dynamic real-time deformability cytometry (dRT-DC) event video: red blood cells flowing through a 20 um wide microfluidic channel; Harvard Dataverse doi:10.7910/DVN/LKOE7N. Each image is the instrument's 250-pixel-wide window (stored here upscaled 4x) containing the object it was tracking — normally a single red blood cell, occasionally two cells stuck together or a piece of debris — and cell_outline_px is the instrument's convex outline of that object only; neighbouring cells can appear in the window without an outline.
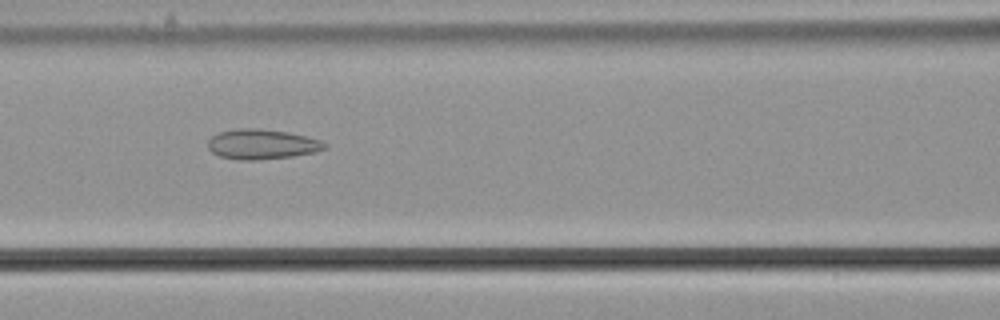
{"species": "common noctule bat (a hibernating species)", "species_latin": "Nyctalus noctula", "temperature_condition": "cold", "stored_images_in_passage": 37, "camera_frame_rate_fps": 3000, "um_per_image_px": 0.085, "animal": {"sex": "male", "body_mass_g": 21.5, "forearm_length_mm": 52.0}, "frame": {"image": 1, "passage_image": 16, "time_ms": 5.0, "image_size_px": [1000, 320], "cell_outline_px": [[328, 148], [316, 152], [292, 156], [256, 160], [240, 160], [220, 156], [212, 152], [208, 148], [208, 140], [212, 136], [220, 132], [240, 128], [260, 128], [288, 132], [308, 136], [320, 140], [328, 144]], "centroid_in_image_um": [22.3, 12.25], "position_along_channel_um": 144.3, "area_um2": 20.52}}
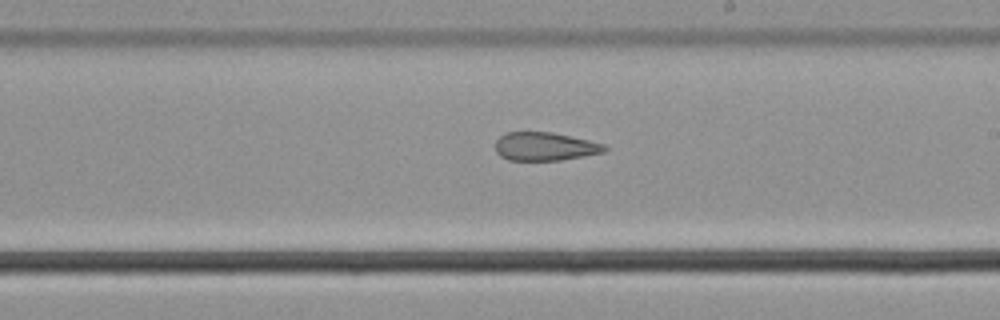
{"frame": {"image": 2, "passage_image": 24, "time_ms": 7.667, "image_size_px": [1000, 320], "cell_outline_px": [[608, 148], [604, 152], [584, 156], [560, 160], [508, 160], [500, 156], [496, 152], [496, 140], [504, 132], [552, 132], [588, 140], [604, 144]], "centroid_in_image_um": [46.3, 12.45], "position_along_channel_um": 242.7, "area_um2": 18.03}}
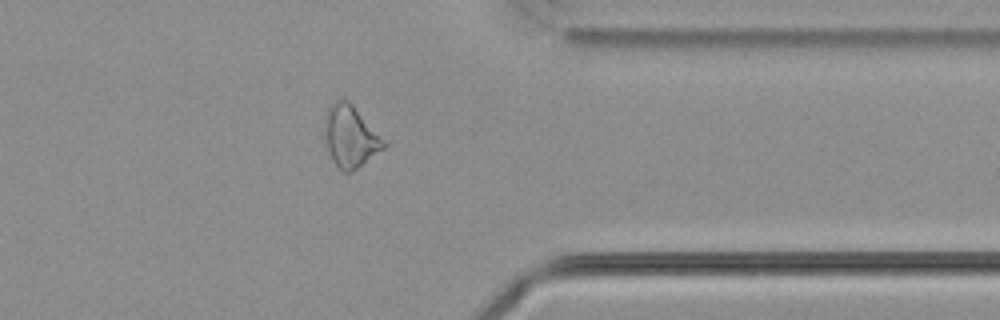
{"frame": {"image": 3, "passage_image": 36, "time_ms": 11.667, "image_size_px": [1000, 320], "cell_outline_px": [[388, 144], [384, 148], [352, 172], [344, 172], [332, 160], [324, 136], [324, 116], [328, 108], [336, 100], [348, 100], [388, 140]], "centroid_in_image_um": [29.82, 11.58], "position_along_channel_um": 381.6, "area_um2": 21.5}}